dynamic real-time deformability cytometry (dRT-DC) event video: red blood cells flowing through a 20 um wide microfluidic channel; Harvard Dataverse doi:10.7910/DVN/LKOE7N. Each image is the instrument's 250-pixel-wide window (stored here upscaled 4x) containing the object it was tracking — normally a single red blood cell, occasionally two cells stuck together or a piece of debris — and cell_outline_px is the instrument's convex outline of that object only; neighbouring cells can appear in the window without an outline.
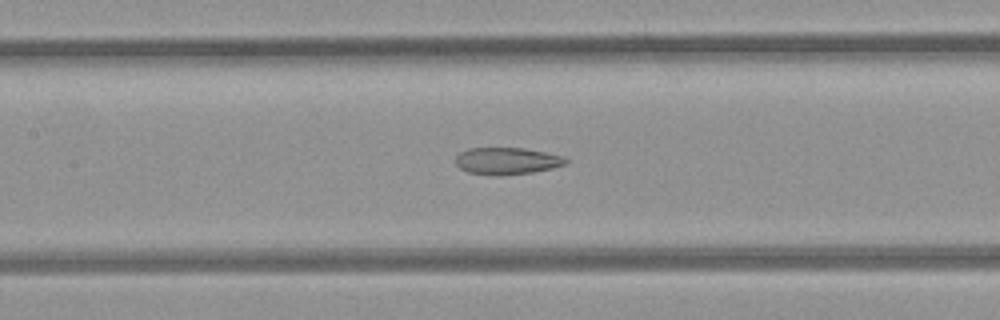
{"species": "common noctule bat (a hibernating species)", "species_latin": "Nyctalus noctula", "temperature_condition": "room temperature", "stored_images_in_passage": 41, "camera_frame_rate_fps": 3000, "um_per_image_px": 0.085, "animal": {"sex": "female", "body_mass_g": 21.9}, "frame": {"image": 1, "passage_image": 24, "time_ms": 7.667, "image_size_px": [1000, 320], "cell_outline_px": [[568, 160], [564, 164], [552, 168], [532, 172], [500, 176], [496, 176], [468, 172], [460, 168], [456, 164], [456, 156], [460, 152], [468, 148], [524, 148], [564, 156]], "centroid_in_image_um": [43.07, 13.68], "position_along_channel_um": 164.3, "area_um2": 17.28}}
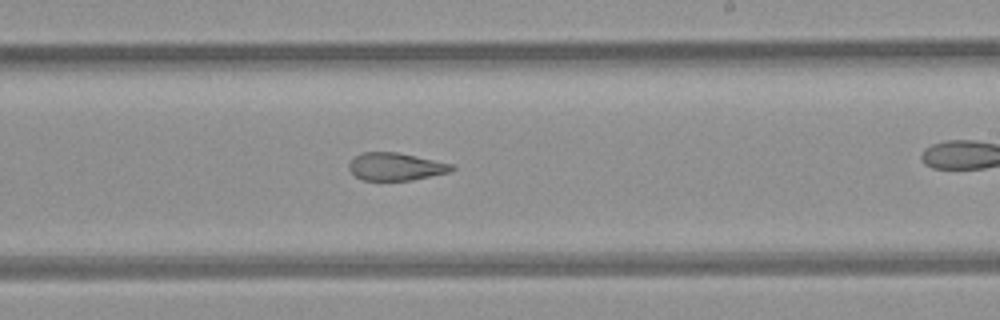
{"frame": {"image": 2, "passage_image": 31, "time_ms": 10.0, "image_size_px": [1000, 320], "cell_outline_px": [[456, 168], [452, 172], [412, 180], [364, 180], [356, 176], [348, 168], [348, 164], [356, 156], [364, 152], [396, 152], [456, 164]], "centroid_in_image_um": [33.72, 14.16], "position_along_channel_um": 255.3, "area_um2": 16.65}}
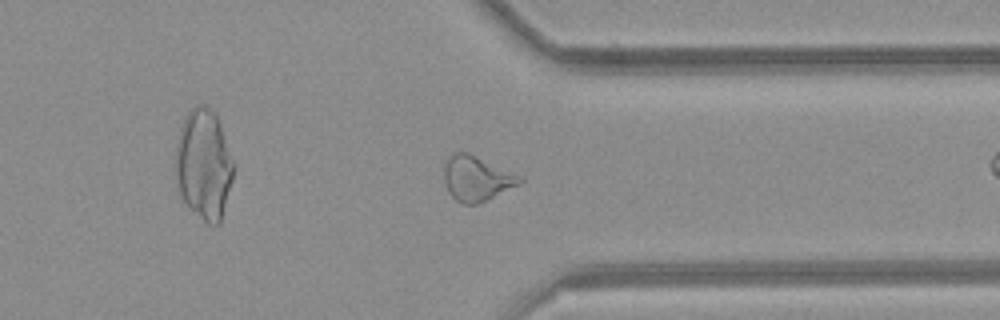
{"frame": {"image": 3, "passage_image": 40, "time_ms": 13.0, "image_size_px": [1000, 320], "cell_outline_px": [[524, 180], [520, 184], [480, 204], [464, 204], [456, 200], [448, 192], [444, 180], [444, 164], [452, 152], [468, 152], [524, 176]], "centroid_in_image_um": [40.54, 15.16], "position_along_channel_um": 370.9, "area_um2": 20.23}}